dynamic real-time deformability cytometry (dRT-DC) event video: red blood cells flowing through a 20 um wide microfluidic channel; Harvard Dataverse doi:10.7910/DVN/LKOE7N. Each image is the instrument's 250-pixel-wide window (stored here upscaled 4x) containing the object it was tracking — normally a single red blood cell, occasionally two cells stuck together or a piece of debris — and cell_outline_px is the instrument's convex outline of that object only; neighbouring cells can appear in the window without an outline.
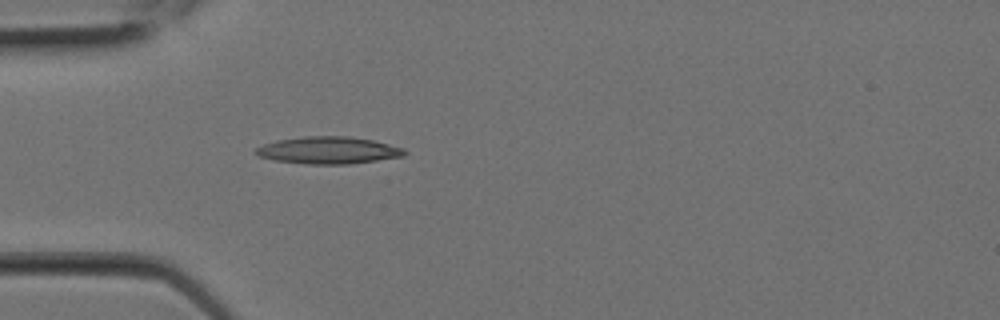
{"species": "Egyptian fruit bat (a non-hibernating species)", "species_latin": "Rousettus aegyptiacus", "temperature_condition": "room temperature", "stored_images_in_passage": 6, "camera_frame_rate_fps": 3000, "um_per_image_px": 0.085, "animal": {"sex": "female"}, "frame": {"image": 1, "passage_image": 6, "time_ms": 1.667, "image_size_px": [1000, 320], "cell_outline_px": [[408, 152], [404, 156], [352, 164], [304, 164], [272, 160], [260, 156], [252, 152], [256, 148], [264, 144], [276, 140], [304, 136], [348, 136], [372, 140], [404, 148]], "centroid_in_image_um": [27.9, 12.78], "position_along_channel_um": 57.1, "area_um2": 23.7}}